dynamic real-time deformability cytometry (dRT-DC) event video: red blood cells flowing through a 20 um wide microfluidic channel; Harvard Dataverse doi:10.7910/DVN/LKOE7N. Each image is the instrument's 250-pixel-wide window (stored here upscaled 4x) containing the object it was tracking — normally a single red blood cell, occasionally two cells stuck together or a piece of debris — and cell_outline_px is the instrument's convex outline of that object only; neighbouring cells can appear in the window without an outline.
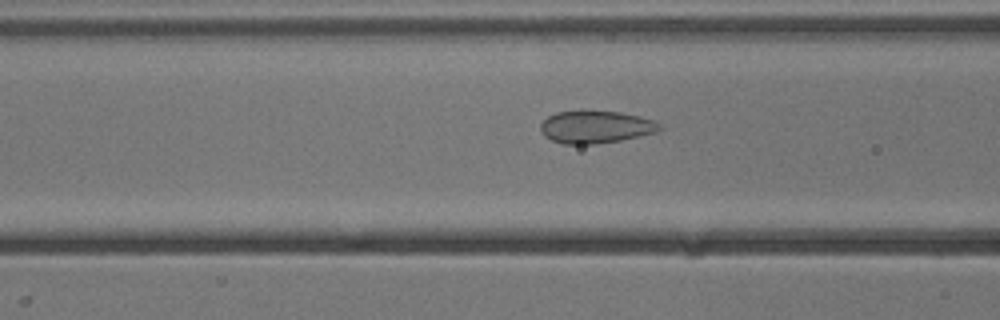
{"species": "common noctule bat (a hibernating species)", "species_latin": "Nyctalus noctula", "temperature_condition": "cold", "stored_images_in_passage": 22, "camera_frame_rate_fps": 3000, "um_per_image_px": 0.085, "animal": {"sex": "male", "body_mass_g": 13.3}, "frame": {"image": 1, "passage_image": 16, "time_ms": 5.0, "image_size_px": [1000, 320], "cell_outline_px": [[664, 128], [656, 132], [640, 136], [620, 140], [596, 144], [564, 144], [552, 140], [544, 136], [540, 128], [540, 124], [548, 116], [556, 112], [620, 112], [640, 116], [652, 120], [660, 124]], "centroid_in_image_um": [50.65, 10.81], "position_along_channel_um": 116.0, "area_um2": 22.25}}
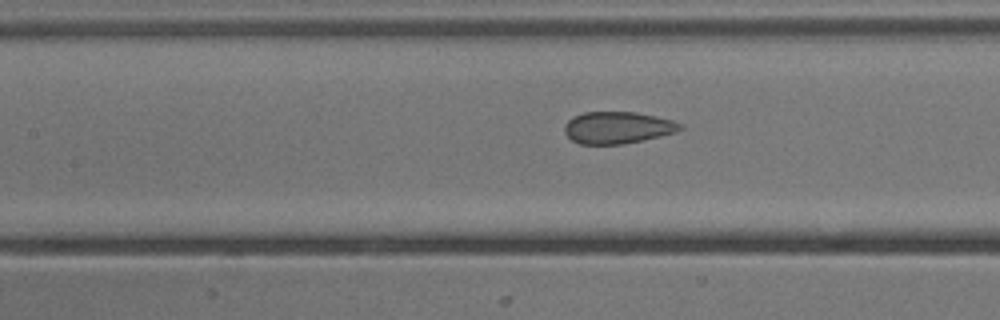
{"frame": {"image": 2, "passage_image": 19, "time_ms": 6.0, "image_size_px": [1000, 320], "cell_outline_px": [[684, 128], [676, 132], [660, 136], [624, 144], [580, 144], [572, 140], [564, 132], [564, 124], [572, 116], [584, 112], [636, 112], [656, 116], [672, 120], [684, 124]], "centroid_in_image_um": [52.5, 10.84], "position_along_channel_um": 154.9, "area_um2": 21.68}}